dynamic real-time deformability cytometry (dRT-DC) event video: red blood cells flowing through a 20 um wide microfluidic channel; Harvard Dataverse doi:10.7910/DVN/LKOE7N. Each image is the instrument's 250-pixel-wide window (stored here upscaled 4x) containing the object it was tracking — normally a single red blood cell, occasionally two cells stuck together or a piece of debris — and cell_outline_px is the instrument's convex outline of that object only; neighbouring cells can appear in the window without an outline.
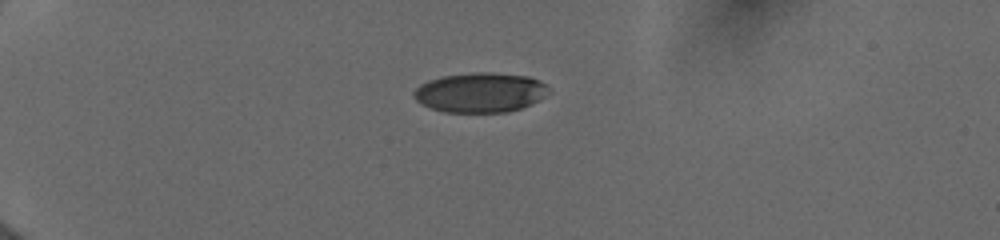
{"species": "human", "species_latin": "Homo sapiens", "temperature_condition": "cold", "stored_images_in_passage": 5, "camera_frame_rate_fps": 3000, "um_per_image_px": 0.085, "donor": {"sex": "female"}, "frame": {"image": 1, "passage_image": 1, "time_ms": 0.0, "image_size_px": [1000, 240], "cell_outline_px": [[548, 88], [544, 96], [520, 108], [508, 112], [444, 112], [432, 108], [416, 100], [412, 96], [412, 92], [420, 84], [428, 80], [444, 76], [472, 72], [492, 72], [528, 76], [540, 80]], "centroid_in_image_um": [40.77, 7.85], "position_along_channel_um": 44.2, "area_um2": 30.98}}
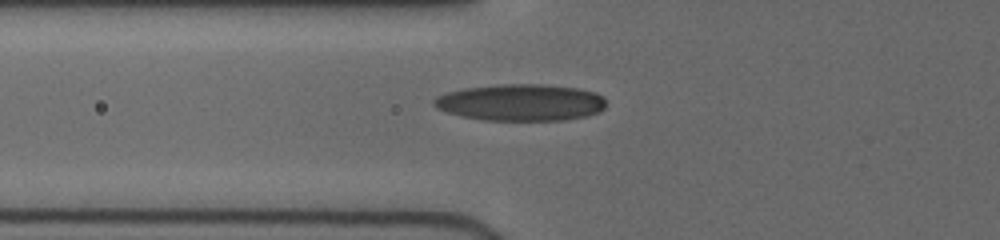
{"frame": {"image": 2, "passage_image": 5, "time_ms": 2.333, "image_size_px": [1000, 240], "cell_outline_px": [[604, 108], [600, 112], [588, 116], [564, 120], [480, 120], [460, 116], [436, 108], [432, 104], [432, 100], [436, 96], [448, 92], [464, 88], [504, 84], [540, 84], [580, 88], [596, 92], [604, 100]], "centroid_in_image_um": [44.25, 8.71], "position_along_channel_um": 81.5, "area_um2": 36.99}}